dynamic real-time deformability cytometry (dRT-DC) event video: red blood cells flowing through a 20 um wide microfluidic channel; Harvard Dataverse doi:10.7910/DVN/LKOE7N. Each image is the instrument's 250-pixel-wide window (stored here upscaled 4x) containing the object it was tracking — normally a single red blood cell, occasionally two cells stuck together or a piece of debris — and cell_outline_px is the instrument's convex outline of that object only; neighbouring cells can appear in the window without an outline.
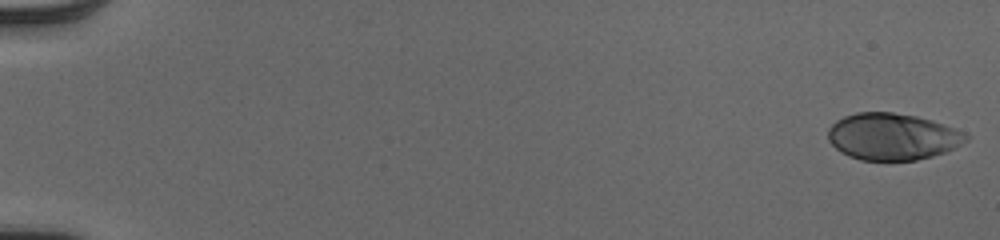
{"species": "human", "species_latin": "Homo sapiens", "temperature_condition": "cold", "stored_images_in_passage": 52, "camera_frame_rate_fps": 3000, "um_per_image_px": 0.085, "donor": {"sex": "male"}, "frame": {"image": 1, "passage_image": 1, "time_ms": 0.0, "image_size_px": [1000, 240], "cell_outline_px": [[968, 140], [956, 148], [932, 156], [916, 160], [860, 160], [848, 156], [840, 152], [828, 140], [828, 128], [836, 120], [844, 116], [856, 112], [892, 112], [916, 116], [932, 120], [964, 132], [968, 136]], "centroid_in_image_um": [75.84, 11.61], "position_along_channel_um": 9.2, "area_um2": 37.69}}
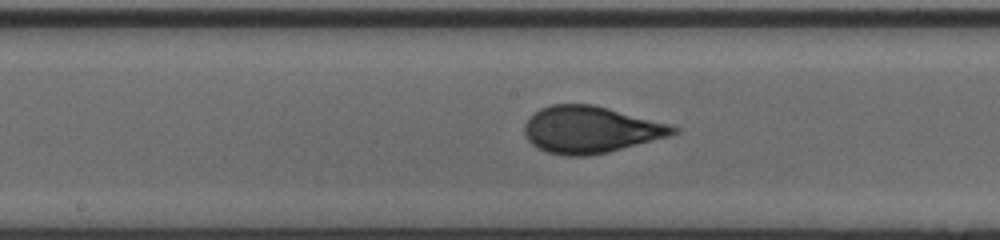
{"frame": {"image": 2, "passage_image": 29, "time_ms": 9.333, "image_size_px": [1000, 240], "cell_outline_px": [[680, 132], [672, 136], [608, 152], [584, 156], [564, 156], [548, 152], [536, 148], [524, 136], [524, 124], [540, 108], [552, 104], [592, 104], [672, 124], [680, 128]], "centroid_in_image_um": [50.24, 11.02], "position_along_channel_um": 198.0, "area_um2": 40.86}}
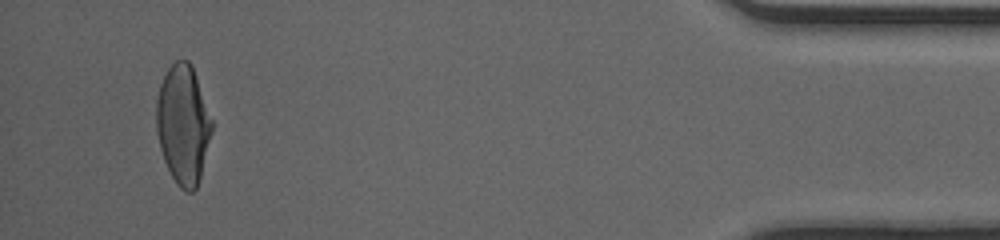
{"frame": {"image": 3, "passage_image": 50, "time_ms": 16.333, "image_size_px": [1000, 240], "cell_outline_px": [[212, 132], [200, 180], [196, 188], [192, 192], [184, 192], [176, 184], [164, 160], [160, 148], [156, 128], [156, 100], [160, 84], [168, 68], [176, 60], [188, 60], [192, 64], [212, 120]], "centroid_in_image_um": [15.56, 10.6], "position_along_channel_um": 419.6, "area_um2": 38.61}, "authors_computed_cell_mechanics": {"area_um2": 39.3329, "velocity_mm_per_s": 4.0665, "shape_relaxation_time_tau1_ms": 4.9651, "shape_relaxation_time_tau2_ms": null, "deformation_change_tau1": 0.2035, "deformation_change_tau2": null}}